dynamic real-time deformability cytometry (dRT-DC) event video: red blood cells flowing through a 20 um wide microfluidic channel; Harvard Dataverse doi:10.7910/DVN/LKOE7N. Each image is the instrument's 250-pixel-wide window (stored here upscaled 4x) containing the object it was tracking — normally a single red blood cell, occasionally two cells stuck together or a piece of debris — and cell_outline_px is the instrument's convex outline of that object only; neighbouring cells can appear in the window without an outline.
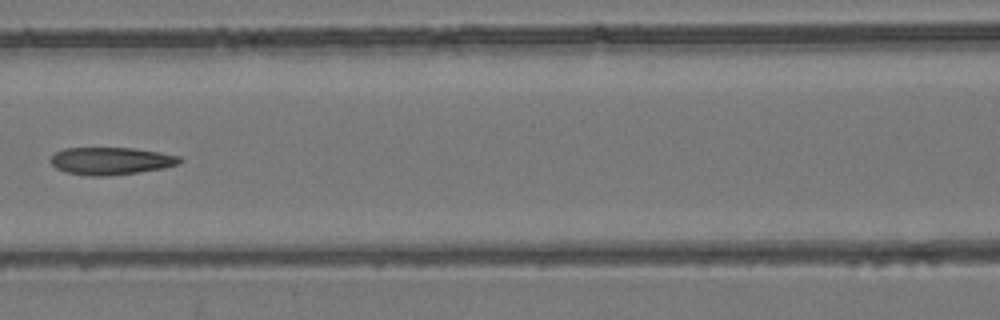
{"species": "common noctule bat (a hibernating species)", "species_latin": "Nyctalus noctula", "temperature_condition": "room temperature", "stored_images_in_passage": 6, "camera_frame_rate_fps": 3000, "um_per_image_px": 0.085, "animal": {"sex": "female", "body_mass_g": 24.6, "forearm_length_mm": 56.2}, "frame": {"image": 1, "passage_image": 6, "time_ms": 5.667, "image_size_px": [1000, 320], "cell_outline_px": [[184, 160], [176, 164], [164, 168], [108, 176], [88, 176], [68, 172], [56, 168], [48, 160], [56, 152], [64, 148], [132, 148], [160, 152], [180, 156]], "centroid_in_image_um": [9.42, 13.67], "position_along_channel_um": 157.2, "area_um2": 20.58}}